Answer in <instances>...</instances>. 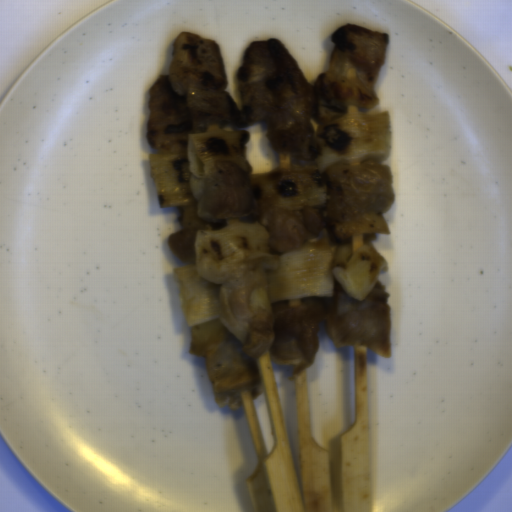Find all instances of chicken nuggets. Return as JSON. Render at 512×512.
Listing matches in <instances>:
<instances>
[{"instance_id":"1","label":"chicken nuggets","mask_w":512,"mask_h":512,"mask_svg":"<svg viewBox=\"0 0 512 512\" xmlns=\"http://www.w3.org/2000/svg\"><path fill=\"white\" fill-rule=\"evenodd\" d=\"M330 65L314 84L278 38L254 41L243 53L237 88L241 108L225 89L220 45L181 31L168 74L148 90L145 139L162 153L187 152L191 132L249 129L265 121L272 149L316 161L320 125L348 113V105L376 106V80L389 36L354 23L332 32Z\"/></svg>"},{"instance_id":"2","label":"chicken nuggets","mask_w":512,"mask_h":512,"mask_svg":"<svg viewBox=\"0 0 512 512\" xmlns=\"http://www.w3.org/2000/svg\"><path fill=\"white\" fill-rule=\"evenodd\" d=\"M389 293L375 281L361 300L333 281V298L311 296L291 307L289 300L272 302L262 267L237 273L224 282L217 302L218 318L190 328L188 352L205 357L214 405L238 410L241 392L252 400L263 382L257 361L267 352L278 365H296L292 381L303 378L319 349V324L336 348L365 344L390 358Z\"/></svg>"},{"instance_id":"3","label":"chicken nuggets","mask_w":512,"mask_h":512,"mask_svg":"<svg viewBox=\"0 0 512 512\" xmlns=\"http://www.w3.org/2000/svg\"><path fill=\"white\" fill-rule=\"evenodd\" d=\"M204 174L189 176L190 192L197 201V215L205 223L247 218L269 232L270 254L281 255L319 237L329 221L343 222L349 215L385 213L395 203L391 168L375 160L349 164L340 160L321 172L327 192L326 216L313 206L302 210L270 207L259 213L252 185L234 163L209 160Z\"/></svg>"},{"instance_id":"4","label":"chicken nuggets","mask_w":512,"mask_h":512,"mask_svg":"<svg viewBox=\"0 0 512 512\" xmlns=\"http://www.w3.org/2000/svg\"><path fill=\"white\" fill-rule=\"evenodd\" d=\"M210 230L204 226L188 227L170 234L167 239L171 252L188 265L195 262L194 242L198 232Z\"/></svg>"}]
</instances>
